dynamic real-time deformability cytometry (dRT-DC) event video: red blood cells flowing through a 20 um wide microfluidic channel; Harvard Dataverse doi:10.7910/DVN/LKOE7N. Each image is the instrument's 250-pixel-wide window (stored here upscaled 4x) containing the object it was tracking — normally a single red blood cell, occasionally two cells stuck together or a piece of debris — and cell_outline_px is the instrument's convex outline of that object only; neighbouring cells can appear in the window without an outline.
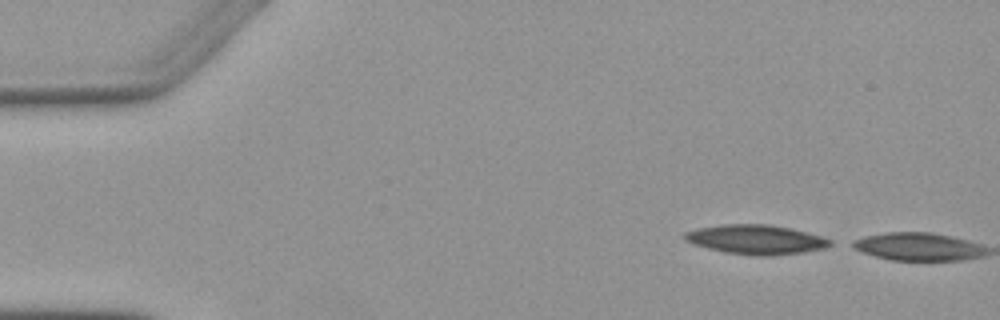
{"species": "Egyptian fruit bat (a non-hibernating species)", "species_latin": "Rousettus aegyptiacus", "temperature_condition": "warm", "stored_images_in_passage": 2, "camera_frame_rate_fps": 3000, "um_per_image_px": 0.085, "animal": {"sex": "female"}, "frame": {"image": 1, "passage_image": 1, "time_ms": 0.0, "image_size_px": [1000, 320], "cell_outline_px": [[832, 244], [824, 248], [804, 252], [768, 256], [756, 256], [724, 252], [692, 244], [684, 240], [684, 232], [700, 228], [724, 224], [768, 224], [788, 228], [820, 236], [832, 240]], "centroid_in_image_um": [64.23, 20.37], "position_along_channel_um": 20.8, "area_um2": 24.74}}